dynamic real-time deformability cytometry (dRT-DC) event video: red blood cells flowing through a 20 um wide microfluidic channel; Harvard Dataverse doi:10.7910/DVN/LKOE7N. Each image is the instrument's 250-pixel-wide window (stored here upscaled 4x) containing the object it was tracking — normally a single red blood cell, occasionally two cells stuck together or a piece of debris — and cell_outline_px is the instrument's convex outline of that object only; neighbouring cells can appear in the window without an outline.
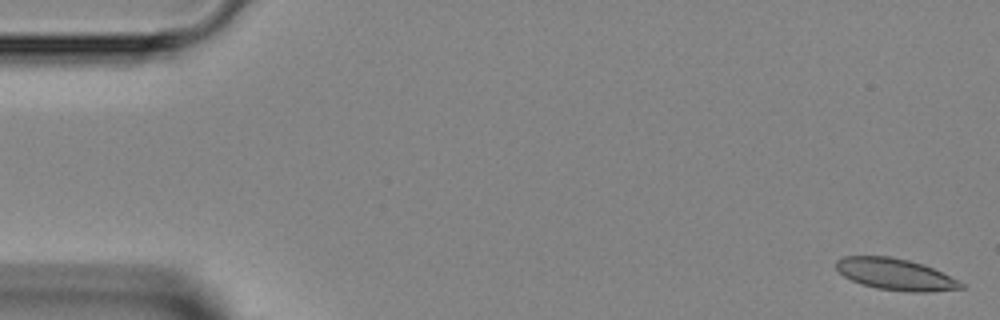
{"species": "Egyptian fruit bat (a non-hibernating species)", "species_latin": "Rousettus aegyptiacus", "temperature_condition": "room temperature", "stored_images_in_passage": 48, "camera_frame_rate_fps": 3000, "um_per_image_px": 0.085, "animal": {"sex": "female"}, "frame": {"image": 1, "passage_image": 1, "time_ms": 0.0, "image_size_px": [1000, 320], "cell_outline_px": [[964, 288], [928, 292], [908, 292], [876, 288], [852, 280], [844, 276], [836, 268], [836, 260], [844, 256], [888, 256], [908, 260], [924, 264], [964, 284]], "centroid_in_image_um": [76.09, 23.31], "position_along_channel_um": 8.9, "area_um2": 22.66}}
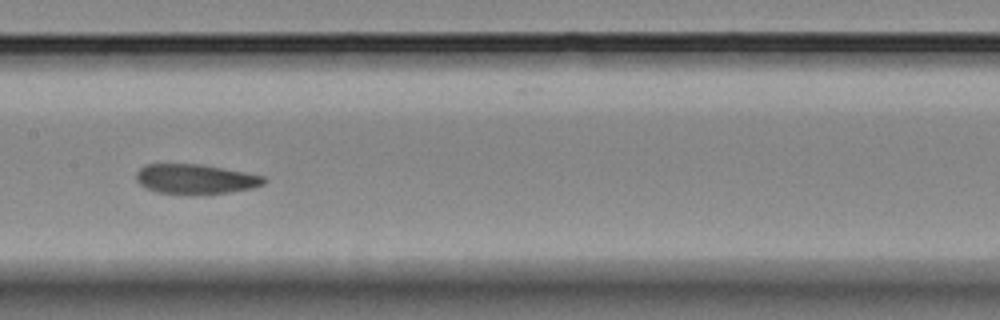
{"frame": {"image": 2, "passage_image": 23, "time_ms": 7.333, "image_size_px": [1000, 320], "cell_outline_px": [[268, 180], [264, 184], [252, 188], [228, 192], [192, 196], [188, 196], [156, 192], [140, 184], [136, 180], [136, 172], [144, 164], [200, 164], [244, 172], [264, 176]], "centroid_in_image_um": [16.6, 15.24], "position_along_channel_um": 190.8, "area_um2": 22.54}}
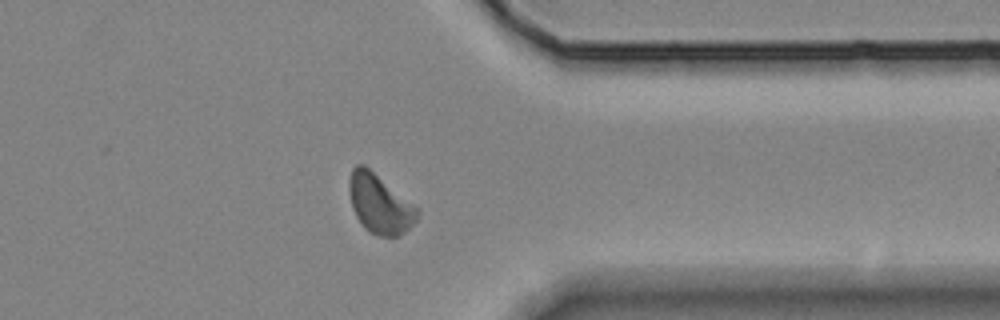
{"frame": {"image": 3, "passage_image": 37, "time_ms": 12.0, "image_size_px": [1000, 320], "cell_outline_px": [[420, 212], [416, 220], [400, 236], [380, 236], [368, 232], [364, 228], [356, 216], [352, 208], [348, 192], [348, 180], [352, 168], [356, 164], [364, 164], [420, 208]], "centroid_in_image_um": [32.26, 17.31], "position_along_channel_um": 379.1, "area_um2": 23.81}}